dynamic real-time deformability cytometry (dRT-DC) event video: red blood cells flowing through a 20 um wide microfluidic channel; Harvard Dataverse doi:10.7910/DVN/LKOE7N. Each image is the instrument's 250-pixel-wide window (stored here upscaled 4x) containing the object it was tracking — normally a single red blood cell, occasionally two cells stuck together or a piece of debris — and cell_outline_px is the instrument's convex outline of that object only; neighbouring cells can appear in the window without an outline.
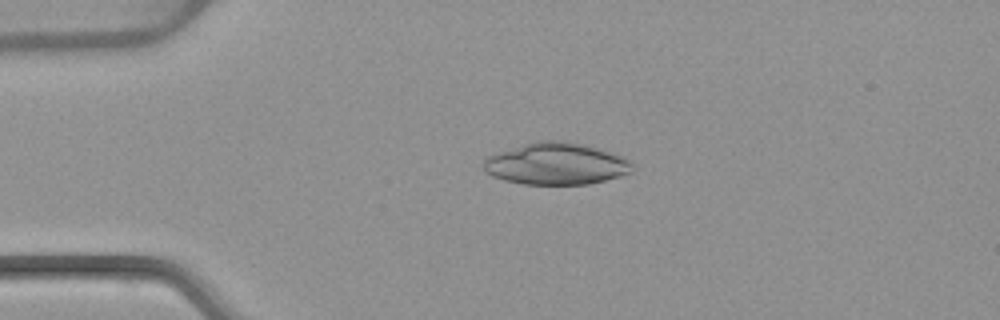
{"species": "common noctule bat (a hibernating species)", "species_latin": "Nyctalus noctula", "temperature_condition": "warm", "stored_images_in_passage": 52, "camera_frame_rate_fps": 3000, "um_per_image_px": 0.085, "animal": {"sex": "female", "body_mass_g": 22.7, "forearm_length_mm": 54.2}, "frame": {"image": 1, "passage_image": 12, "time_ms": 3.667, "image_size_px": [1000, 320], "cell_outline_px": [[636, 168], [632, 172], [620, 176], [588, 184], [524, 184], [504, 180], [492, 176], [484, 172], [480, 164], [488, 156], [524, 144], [540, 140], [564, 140], [612, 152], [624, 156]], "centroid_in_image_um": [47.27, 13.93], "position_along_channel_um": 37.7, "area_um2": 36.36}}
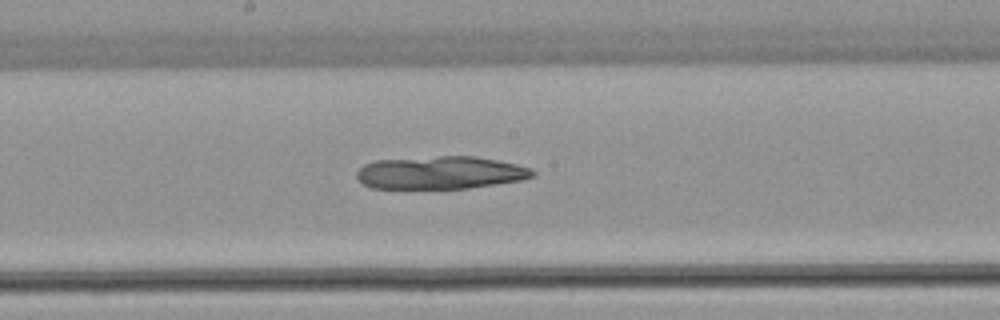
{"frame": {"image": 2, "passage_image": 28, "time_ms": 9.0, "image_size_px": [1000, 320], "cell_outline_px": [[536, 176], [524, 180], [468, 188], [372, 188], [364, 184], [356, 176], [356, 172], [364, 164], [372, 160], [440, 156], [476, 156], [516, 164], [532, 168], [536, 172]], "centroid_in_image_um": [37.47, 14.67], "position_along_channel_um": 210.7, "area_um2": 33.81}}
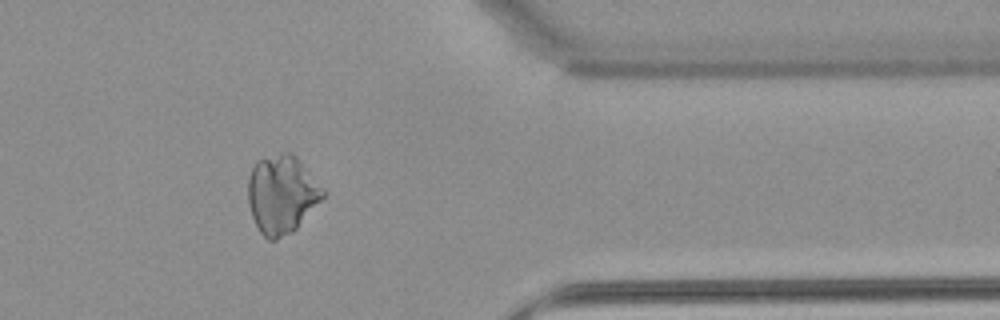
{"frame": {"image": 3, "passage_image": 43, "time_ms": 14.0, "image_size_px": [1000, 320], "cell_outline_px": [[324, 196], [296, 228], [292, 232], [276, 240], [268, 240], [260, 232], [252, 216], [248, 204], [248, 180], [252, 168], [256, 160], [280, 152], [288, 152], [296, 156], [300, 160], [324, 188]], "centroid_in_image_um": [23.93, 16.5], "position_along_channel_um": 387.5, "area_um2": 34.1}}